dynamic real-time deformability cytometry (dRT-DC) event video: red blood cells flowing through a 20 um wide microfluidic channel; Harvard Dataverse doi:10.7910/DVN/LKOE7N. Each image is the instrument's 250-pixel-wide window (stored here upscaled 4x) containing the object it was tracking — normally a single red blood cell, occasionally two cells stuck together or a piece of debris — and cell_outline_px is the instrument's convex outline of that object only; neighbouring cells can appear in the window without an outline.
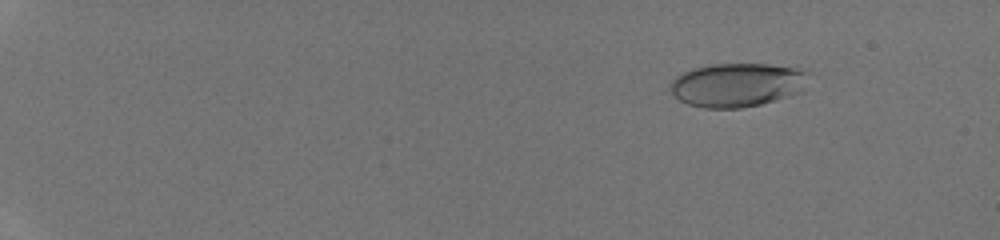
{"species": "human", "species_latin": "Homo sapiens", "temperature_condition": "room temperature", "stored_images_in_passage": 47, "camera_frame_rate_fps": 3000, "um_per_image_px": 0.085, "donor": {"sex": "male"}, "frame": {"image": 1, "passage_image": 7, "time_ms": 2.0, "image_size_px": [1000, 240], "cell_outline_px": [[808, 72], [800, 92], [776, 100], [744, 108], [704, 108], [688, 104], [680, 100], [668, 88], [668, 84], [676, 76], [692, 68], [708, 64], [796, 64]], "centroid_in_image_um": [62.67, 7.19], "position_along_channel_um": 22.3, "area_um2": 35.78}}
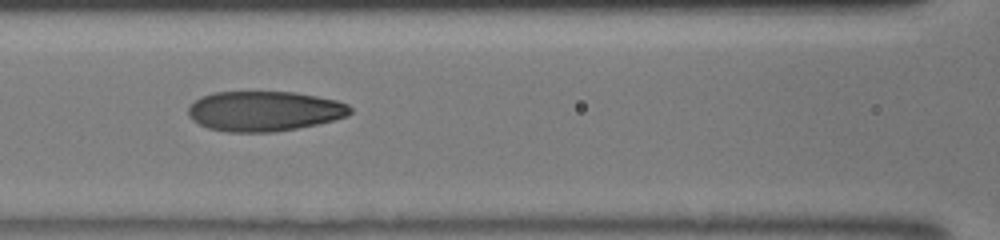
{"frame": {"image": 2, "passage_image": 25, "time_ms": 8.0, "image_size_px": [1000, 240], "cell_outline_px": [[352, 112], [348, 116], [316, 124], [276, 132], [228, 132], [208, 128], [192, 120], [188, 116], [188, 108], [200, 96], [212, 92], [292, 92], [316, 96], [336, 100], [348, 104], [352, 108]], "centroid_in_image_um": [22.45, 9.44], "position_along_channel_um": 144.1, "area_um2": 37.8}}
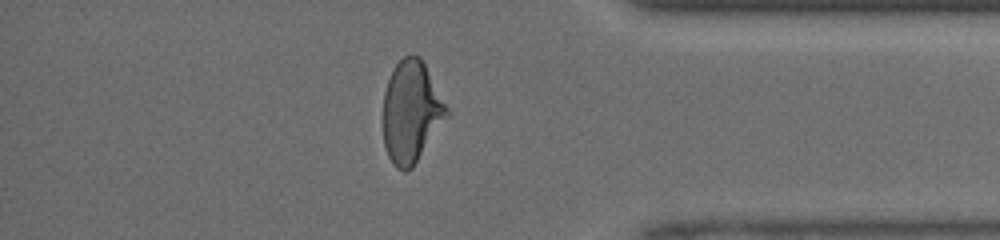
{"frame": {"image": 3, "passage_image": 42, "time_ms": 13.667, "image_size_px": [1000, 240], "cell_outline_px": [[452, 112], [412, 168], [404, 172], [396, 168], [392, 164], [388, 156], [384, 144], [384, 92], [388, 80], [396, 64], [404, 56], [420, 56]], "centroid_in_image_um": [34.99, 9.53], "position_along_channel_um": 400.2, "area_um2": 37.86}}